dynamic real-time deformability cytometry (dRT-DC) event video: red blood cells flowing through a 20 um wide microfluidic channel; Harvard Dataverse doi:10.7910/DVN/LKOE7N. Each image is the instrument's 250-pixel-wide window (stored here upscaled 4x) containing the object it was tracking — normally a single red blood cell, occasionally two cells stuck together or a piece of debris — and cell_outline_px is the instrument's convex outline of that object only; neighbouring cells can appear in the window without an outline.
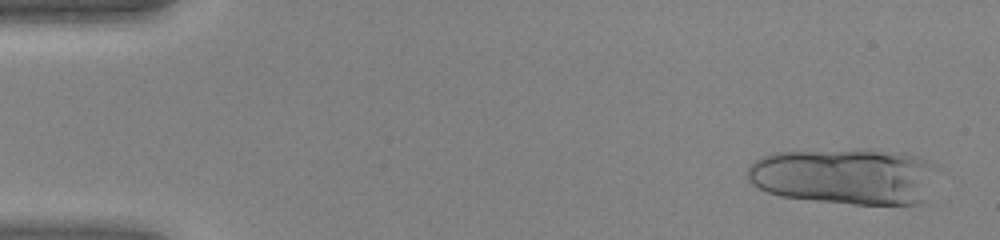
{"species": "human", "species_latin": "Homo sapiens", "temperature_condition": "warm", "stored_images_in_passage": 14, "camera_frame_rate_fps": 3000, "um_per_image_px": 0.085, "donor": {"sex": "female"}, "frame": {"image": 1, "passage_image": 2, "time_ms": 0.333, "image_size_px": [1000, 240], "cell_outline_px": [[932, 168], [924, 200], [920, 204], [856, 204], [816, 200], [780, 196], [768, 192], [752, 184], [748, 180], [748, 168], [756, 160], [772, 152], [864, 148], [904, 152], [920, 156], [932, 164]], "centroid_in_image_um": [71.76, 14.95], "position_along_channel_um": 13.2, "area_um2": 62.25}}